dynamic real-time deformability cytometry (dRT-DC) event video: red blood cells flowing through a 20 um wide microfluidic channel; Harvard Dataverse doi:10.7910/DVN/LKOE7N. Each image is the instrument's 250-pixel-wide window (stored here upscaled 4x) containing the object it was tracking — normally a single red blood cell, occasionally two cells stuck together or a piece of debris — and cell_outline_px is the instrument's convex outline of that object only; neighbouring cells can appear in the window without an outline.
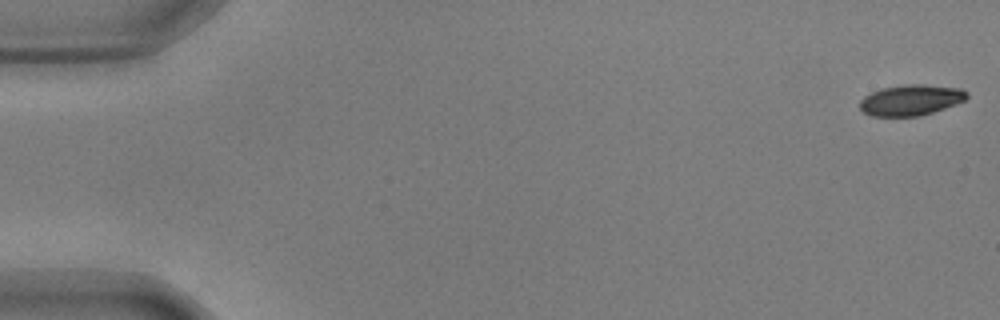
{"species": "common noctule bat (a hibernating species)", "species_latin": "Nyctalus noctula", "temperature_condition": "warm", "stored_images_in_passage": 56, "camera_frame_rate_fps": 3000, "um_per_image_px": 0.085, "animal": {"sex": "male", "body_mass_g": 17.9, "forearm_length_mm": 54.2}, "frame": {"image": 1, "passage_image": 1, "time_ms": 0.0, "image_size_px": [1000, 320], "cell_outline_px": [[968, 96], [964, 100], [956, 104], [920, 116], [872, 116], [864, 112], [860, 108], [860, 100], [864, 96], [880, 88], [904, 84], [924, 84], [960, 88], [968, 92]], "centroid_in_image_um": [77.42, 8.49], "position_along_channel_um": 7.6, "area_um2": 19.25}}
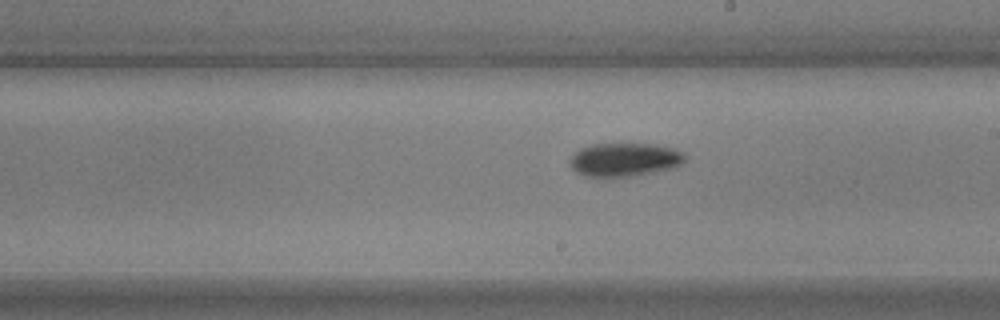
{"frame": {"image": 2, "passage_image": 32, "time_ms": 10.333, "image_size_px": [1000, 320], "cell_outline_px": [[688, 156], [676, 168], [636, 176], [612, 180], [604, 180], [584, 176], [576, 172], [568, 164], [568, 160], [580, 148], [592, 144], [652, 144], [672, 148], [684, 152]], "centroid_in_image_um": [53.06, 13.63], "position_along_channel_um": 235.9, "area_um2": 23.52}}
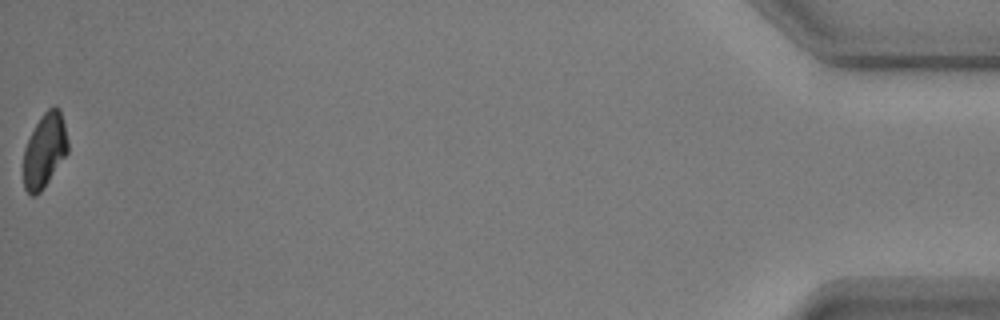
{"frame": {"image": 3, "passage_image": 56, "time_ms": 18.333, "image_size_px": [1000, 320], "cell_outline_px": [[68, 152], [44, 188], [36, 196], [32, 196], [24, 188], [24, 148], [40, 116], [48, 108], [56, 104], [60, 108], [68, 140]], "centroid_in_image_um": [3.8, 12.77], "position_along_channel_um": 431.4, "area_um2": 19.25}, "authors_computed_cell_mechanics": {"area_um2": 20.9236, "velocity_mm_per_s": 3.6278, "shape_relaxation_time_tau1_ms": 2.9249, "shape_relaxation_time_tau2_ms": null, "deformation_change_tau1": 0.148, "deformation_change_tau2": null}}